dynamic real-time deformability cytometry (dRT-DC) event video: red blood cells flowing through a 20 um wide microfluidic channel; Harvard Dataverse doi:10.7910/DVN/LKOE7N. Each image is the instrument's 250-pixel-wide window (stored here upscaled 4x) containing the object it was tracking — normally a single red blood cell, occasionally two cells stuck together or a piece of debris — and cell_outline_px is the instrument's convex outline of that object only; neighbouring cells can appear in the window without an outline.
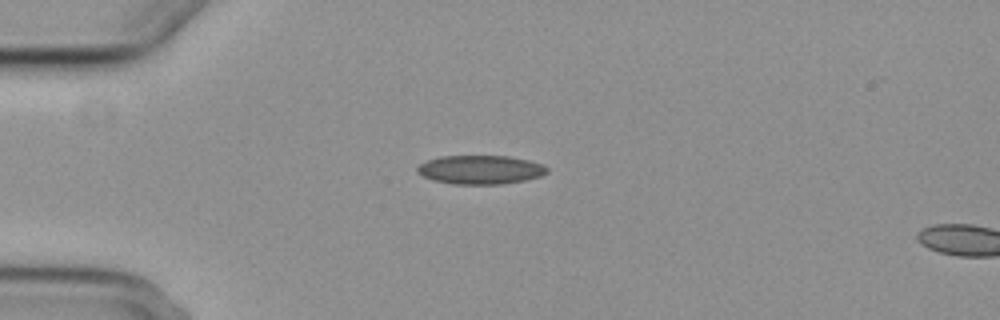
{"species": "common noctule bat (a hibernating species)", "species_latin": "Nyctalus noctula", "temperature_condition": "cold", "stored_images_in_passage": 5, "camera_frame_rate_fps": 3000, "um_per_image_px": 0.085, "animal": {"sex": "female", "body_mass_g": 29.2, "forearm_length_mm": 56.3}, "frame": {"image": 1, "passage_image": 4, "time_ms": 3.333, "image_size_px": [1000, 320], "cell_outline_px": [[548, 172], [540, 176], [524, 180], [504, 184], [452, 184], [432, 180], [416, 172], [416, 168], [420, 164], [428, 160], [440, 156], [508, 156], [528, 160], [544, 164], [548, 168]], "centroid_in_image_um": [40.84, 14.42], "position_along_channel_um": 44.2, "area_um2": 21.85}}